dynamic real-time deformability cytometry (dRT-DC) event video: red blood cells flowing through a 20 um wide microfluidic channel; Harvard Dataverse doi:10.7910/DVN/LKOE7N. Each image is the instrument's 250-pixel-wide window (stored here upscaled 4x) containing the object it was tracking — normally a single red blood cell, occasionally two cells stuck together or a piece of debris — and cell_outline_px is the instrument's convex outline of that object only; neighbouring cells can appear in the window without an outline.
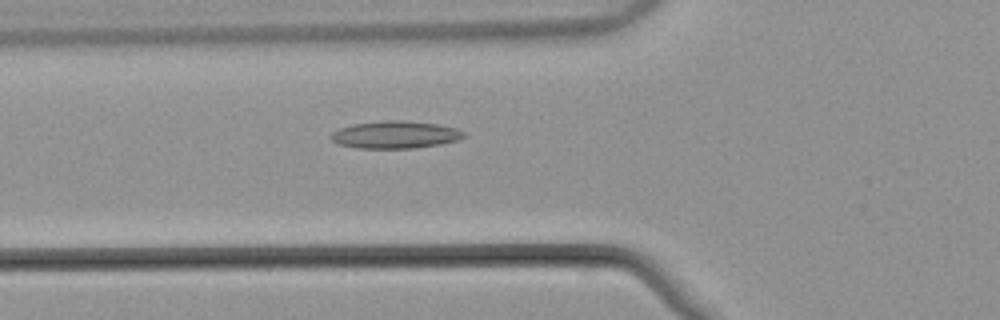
{"species": "common noctule bat (a hibernating species)", "species_latin": "Nyctalus noctula", "temperature_condition": "warm", "stored_images_in_passage": 54, "camera_frame_rate_fps": 3000, "um_per_image_px": 0.085, "animal": {"sex": "male", "body_mass_g": 21.5, "forearm_length_mm": 52.0}, "frame": {"image": 1, "passage_image": 20, "time_ms": 6.333, "image_size_px": [1000, 320], "cell_outline_px": [[464, 136], [456, 140], [440, 144], [412, 148], [356, 148], [336, 144], [328, 136], [332, 132], [340, 128], [352, 124], [388, 120], [404, 120], [440, 124], [456, 128], [464, 132]], "centroid_in_image_um": [33.55, 11.44], "position_along_channel_um": 92.3, "area_um2": 21.27}}
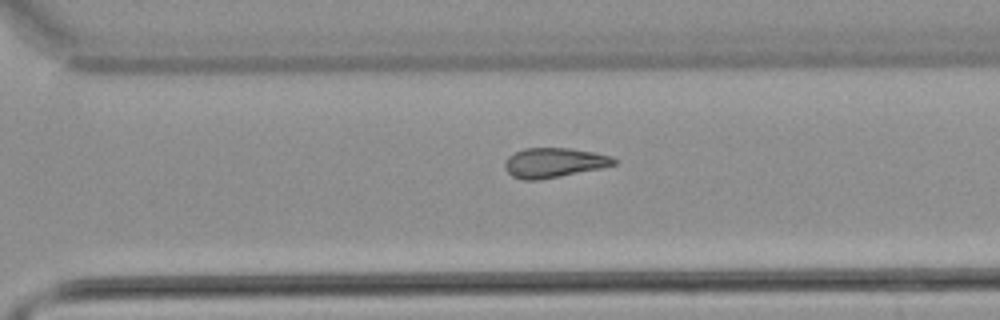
{"frame": {"image": 2, "passage_image": 38, "time_ms": 12.333, "image_size_px": [1000, 320], "cell_outline_px": [[616, 164], [600, 168], [540, 180], [524, 180], [512, 176], [504, 168], [504, 160], [508, 156], [524, 148], [568, 148], [592, 152], [612, 156], [616, 160]], "centroid_in_image_um": [47.05, 13.83], "position_along_channel_um": 323.6, "area_um2": 18.79}}
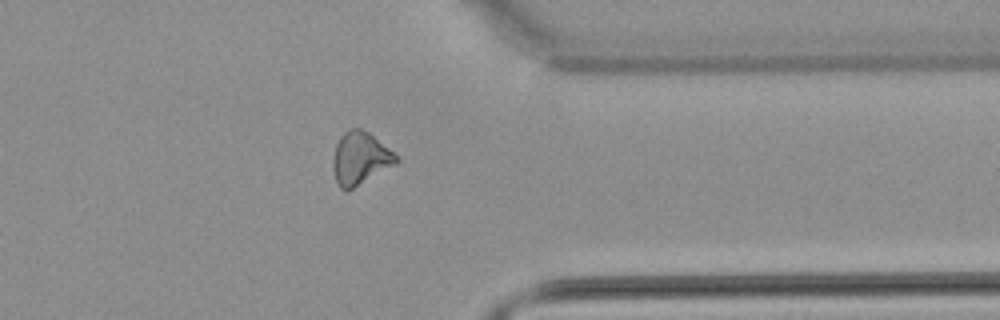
{"frame": {"image": 3, "passage_image": 43, "time_ms": 14.0, "image_size_px": [1000, 320], "cell_outline_px": [[400, 160], [396, 164], [348, 192], [344, 192], [336, 184], [332, 168], [332, 156], [336, 144], [340, 136], [344, 132], [352, 128], [360, 128], [368, 132], [388, 148]], "centroid_in_image_um": [30.56, 13.5], "position_along_channel_um": 380.8, "area_um2": 19.65}, "authors_computed_cell_mechanics": {"area_um2": 19.8543, "velocity_mm_per_s": 3.8534, "shape_relaxation_time_tau1_ms": null, "shape_relaxation_time_tau2_ms": 9.3178, "deformation_change_tau1": null, "deformation_change_tau2": 0.2154}}